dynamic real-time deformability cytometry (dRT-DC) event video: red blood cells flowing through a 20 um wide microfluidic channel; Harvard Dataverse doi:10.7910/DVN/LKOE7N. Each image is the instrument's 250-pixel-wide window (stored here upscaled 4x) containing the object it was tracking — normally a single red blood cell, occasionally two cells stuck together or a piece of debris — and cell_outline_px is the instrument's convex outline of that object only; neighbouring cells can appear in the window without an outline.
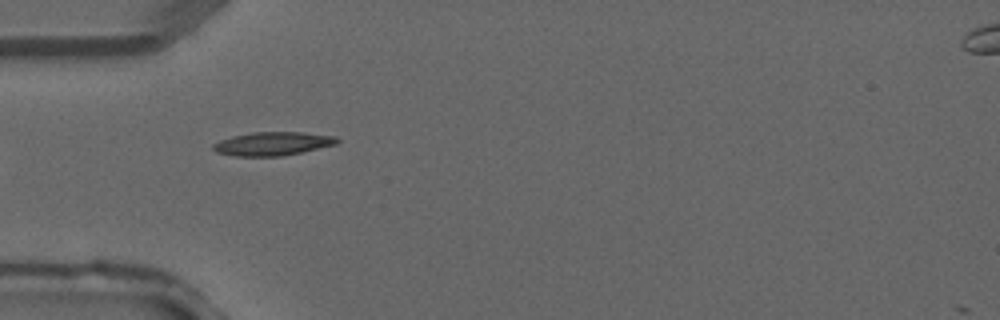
{"species": "common noctule bat (a hibernating species)", "species_latin": "Nyctalus noctula", "temperature_condition": "warm", "stored_images_in_passage": 5, "camera_frame_rate_fps": 3000, "um_per_image_px": 0.085, "animal": {"sex": "male", "forearm_length_mm": 52.5}, "frame": {"image": 1, "passage_image": 5, "time_ms": 1.333, "image_size_px": [1000, 320], "cell_outline_px": [[340, 140], [336, 144], [300, 152], [280, 156], [236, 156], [216, 152], [212, 148], [212, 144], [220, 140], [232, 136], [252, 132], [304, 132], [336, 136]], "centroid_in_image_um": [23.16, 12.2], "position_along_channel_um": 61.8, "area_um2": 16.94}}